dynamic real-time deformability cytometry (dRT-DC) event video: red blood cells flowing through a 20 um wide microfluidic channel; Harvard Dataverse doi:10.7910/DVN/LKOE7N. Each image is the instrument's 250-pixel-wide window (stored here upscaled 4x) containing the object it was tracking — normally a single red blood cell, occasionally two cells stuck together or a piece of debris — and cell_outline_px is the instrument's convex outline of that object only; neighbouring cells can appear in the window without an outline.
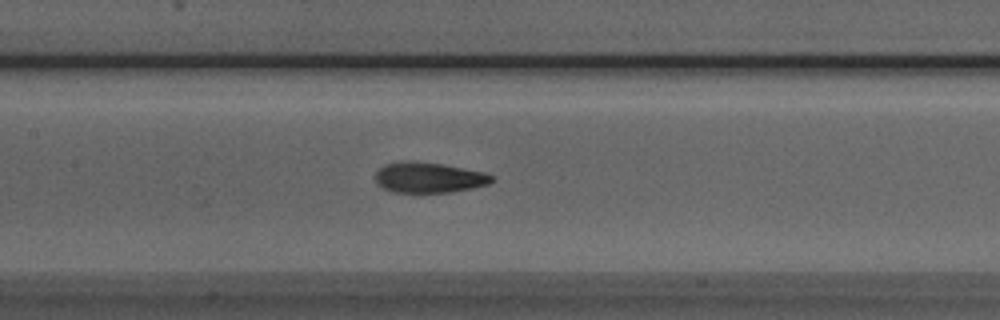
{"species": "Egyptian fruit bat (a non-hibernating species)", "species_latin": "Rousettus aegyptiacus", "temperature_condition": "room temperature", "stored_images_in_passage": 42, "camera_frame_rate_fps": 3000, "um_per_image_px": 0.085, "animal": {"sex": "male"}, "frame": {"image": 1, "passage_image": 19, "time_ms": 6.0, "image_size_px": [1000, 320], "cell_outline_px": [[496, 180], [488, 184], [472, 188], [452, 192], [392, 192], [384, 188], [376, 180], [376, 172], [384, 164], [408, 160], [440, 164], [484, 172], [496, 176]], "centroid_in_image_um": [36.49, 15.09], "position_along_channel_um": 170.9, "area_um2": 20.58}}
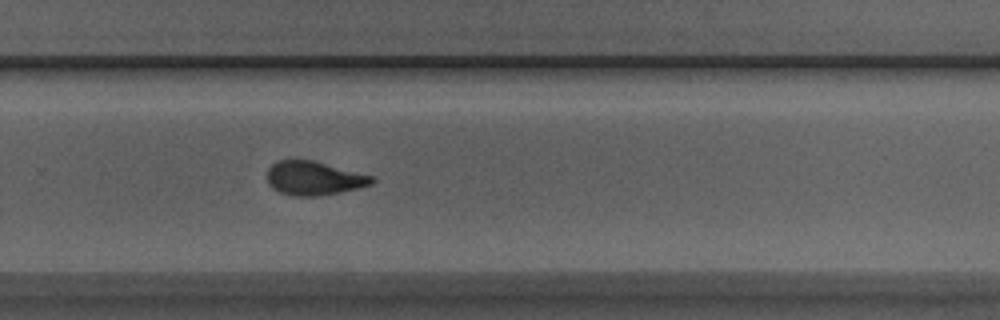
{"frame": {"image": 2, "passage_image": 29, "time_ms": 9.333, "image_size_px": [1000, 320], "cell_outline_px": [[376, 180], [372, 184], [340, 192], [320, 196], [292, 196], [280, 192], [272, 188], [268, 184], [268, 168], [276, 160], [312, 160], [372, 176]], "centroid_in_image_um": [26.65, 15.15], "position_along_channel_um": 303.1, "area_um2": 20.52}}
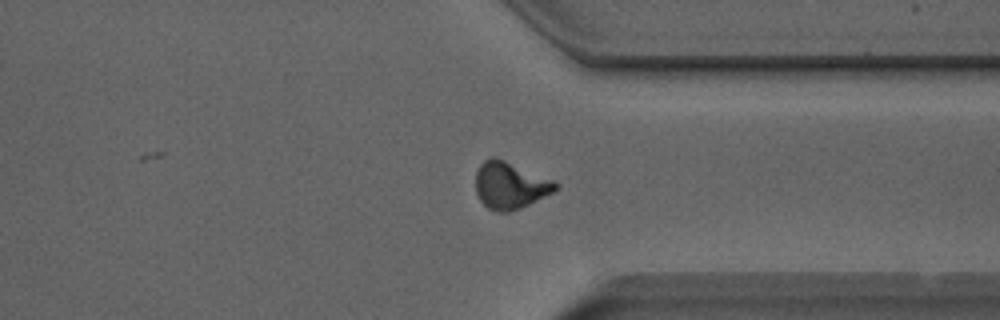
{"frame": {"image": 3, "passage_image": 34, "time_ms": 11.0, "image_size_px": [1000, 320], "cell_outline_px": [[556, 188], [552, 192], [520, 208], [508, 212], [496, 212], [488, 208], [480, 200], [476, 192], [476, 172], [480, 164], [484, 160], [492, 156], [504, 160], [552, 180], [556, 184]], "centroid_in_image_um": [43.29, 15.76], "position_along_channel_um": 368.1, "area_um2": 21.33}, "authors_computed_cell_mechanics": {"area_um2": 20.4323, "velocity_mm_per_s": 3.9828, "shape_relaxation_time_tau1_ms": 3.5224, "shape_relaxation_time_tau2_ms": 1.9385, "deformation_change_tau1": 0.1781, "deformation_change_tau2": 0.0932}}